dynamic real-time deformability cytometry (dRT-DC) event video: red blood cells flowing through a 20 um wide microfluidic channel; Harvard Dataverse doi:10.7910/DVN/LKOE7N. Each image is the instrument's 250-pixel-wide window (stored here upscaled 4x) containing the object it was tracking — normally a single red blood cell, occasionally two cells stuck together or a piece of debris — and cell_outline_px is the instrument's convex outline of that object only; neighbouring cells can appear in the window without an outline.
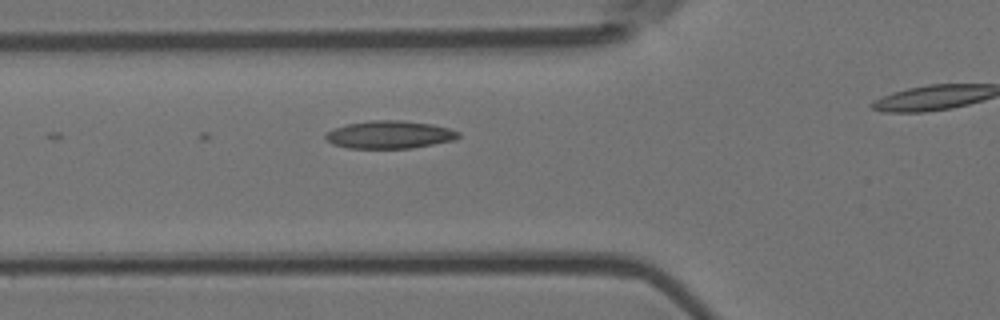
{"species": "Egyptian fruit bat (a non-hibernating species)", "species_latin": "Rousettus aegyptiacus", "temperature_condition": "room temperature", "stored_images_in_passage": 28, "camera_frame_rate_fps": 3000, "um_per_image_px": 0.085, "animal": {"sex": "female"}, "frame": {"image": 1, "passage_image": 2, "time_ms": 0.333, "image_size_px": [1000, 320], "cell_outline_px": [[456, 136], [424, 144], [396, 148], [364, 148], [344, 144], [332, 140], [348, 128], [360, 124], [420, 124], [440, 128], [452, 132]], "centroid_in_image_um": [33.27, 11.52], "position_along_channel_um": 92.5, "area_um2": 16.01}}
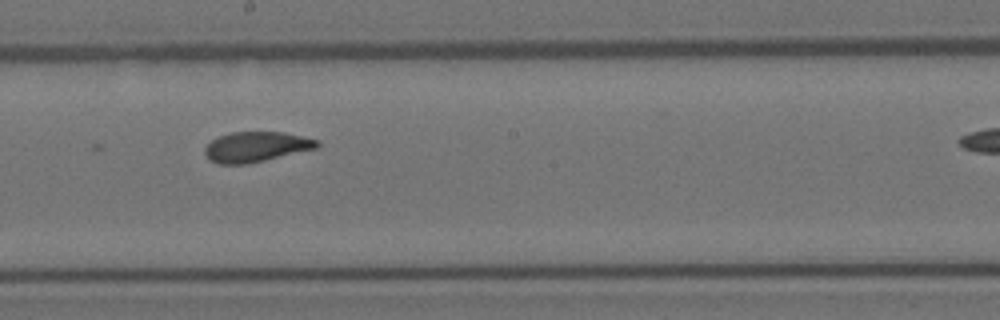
{"frame": {"image": 2, "passage_image": 13, "time_ms": 4.0, "image_size_px": [1000, 320], "cell_outline_px": [[316, 144], [304, 148], [256, 160], [216, 160], [208, 152], [208, 148], [216, 140], [228, 136], [248, 132], [260, 132], [288, 136], [312, 140]], "centroid_in_image_um": [21.71, 12.42], "position_along_channel_um": 226.5, "area_um2": 15.09}}
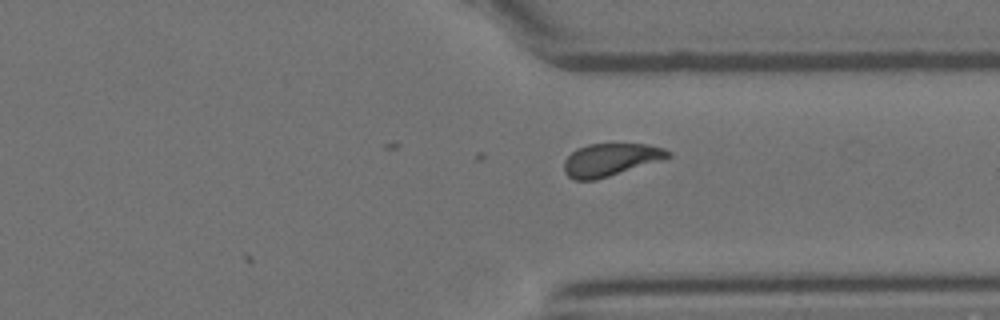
{"frame": {"image": 3, "passage_image": 24, "time_ms": 7.667, "image_size_px": [1000, 320], "cell_outline_px": [[668, 156], [604, 176], [584, 180], [572, 176], [568, 172], [568, 160], [576, 152], [584, 148], [596, 144], [632, 144], [656, 148], [668, 152]], "centroid_in_image_um": [51.89, 13.55], "position_along_channel_um": 359.5, "area_um2": 16.82}}